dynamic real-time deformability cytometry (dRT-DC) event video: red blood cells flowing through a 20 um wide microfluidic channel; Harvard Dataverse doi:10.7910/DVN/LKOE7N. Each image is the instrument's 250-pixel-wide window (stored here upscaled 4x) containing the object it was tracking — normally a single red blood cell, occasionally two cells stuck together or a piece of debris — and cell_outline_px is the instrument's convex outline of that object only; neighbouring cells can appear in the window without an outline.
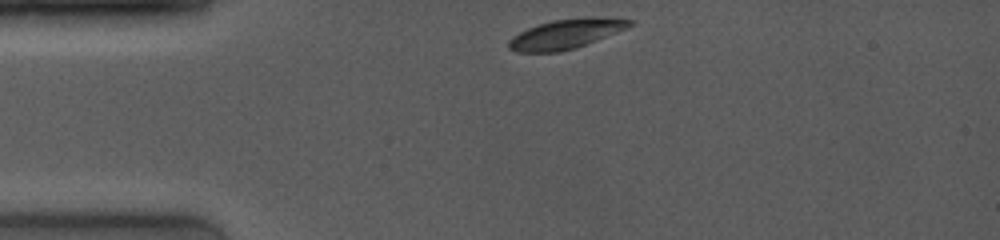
{"species": "common noctule bat (a hibernating species)", "species_latin": "Nyctalus noctula", "temperature_condition": "room temperature", "stored_images_in_passage": 24, "camera_frame_rate_fps": 4000, "um_per_image_px": 0.085, "animal": {"sex": "female", "body_mass_g": 19.0, "forearm_length_mm": 53.3}, "frame": {"image": 1, "passage_image": 1, "time_ms": 0.0, "image_size_px": [1000, 240], "cell_outline_px": [[636, 24], [628, 28], [576, 48], [560, 52], [516, 52], [508, 48], [508, 40], [512, 36], [528, 28], [552, 20], [584, 16], [600, 16], [632, 20]], "centroid_in_image_um": [48.15, 2.87], "position_along_channel_um": 36.9, "area_um2": 21.21}}
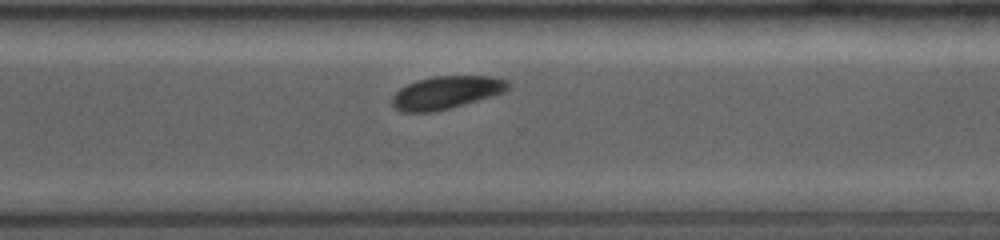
{"frame": {"image": 2, "passage_image": 18, "time_ms": 8.25, "image_size_px": [1000, 240], "cell_outline_px": [[508, 88], [504, 92], [492, 96], [448, 108], [432, 112], [400, 112], [392, 104], [392, 96], [400, 88], [416, 80], [432, 76], [492, 76], [508, 80]], "centroid_in_image_um": [37.91, 7.85], "position_along_channel_um": 332.7, "area_um2": 22.02}}
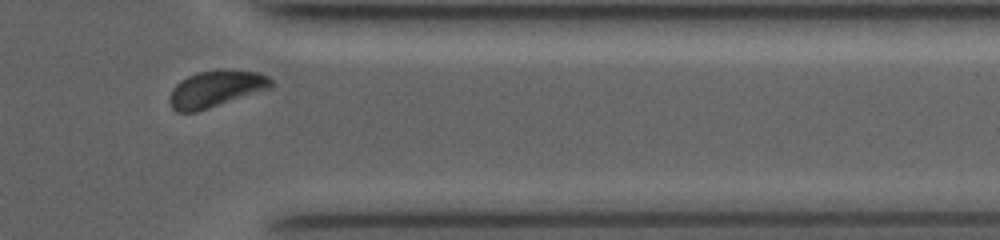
{"frame": {"image": 3, "passage_image": 21, "time_ms": 9.75, "image_size_px": [1000, 240], "cell_outline_px": [[276, 84], [272, 88], [196, 112], [176, 112], [172, 108], [168, 100], [172, 88], [180, 80], [196, 72], [216, 68], [224, 68], [260, 72], [268, 76]], "centroid_in_image_um": [18.37, 7.52], "position_along_channel_um": 393.0, "area_um2": 22.25}}